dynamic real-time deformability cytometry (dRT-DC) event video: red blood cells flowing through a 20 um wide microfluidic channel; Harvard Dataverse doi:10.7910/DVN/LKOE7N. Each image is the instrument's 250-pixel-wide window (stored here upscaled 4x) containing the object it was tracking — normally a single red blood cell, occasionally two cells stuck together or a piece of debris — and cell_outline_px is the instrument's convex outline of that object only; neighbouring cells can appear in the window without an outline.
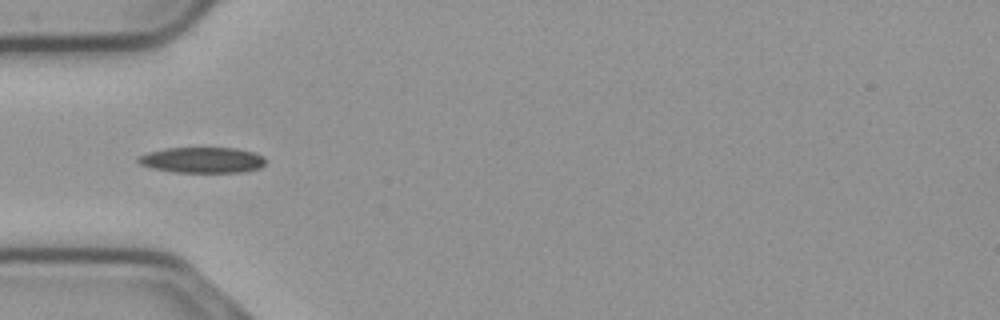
{"species": "common noctule bat (a hibernating species)", "species_latin": "Nyctalus noctula", "temperature_condition": "cold", "stored_images_in_passage": 18, "camera_frame_rate_fps": 3000, "um_per_image_px": 0.085, "animal": {"sex": "male", "body_mass_g": 23.1, "forearm_length_mm": 52.7}, "frame": {"image": 1, "passage_image": 6, "time_ms": 1.667, "image_size_px": [1000, 320], "cell_outline_px": [[264, 164], [260, 168], [240, 172], [176, 172], [152, 168], [140, 164], [136, 160], [136, 156], [148, 152], [164, 148], [236, 148], [256, 152], [264, 156]], "centroid_in_image_um": [17.18, 13.59], "position_along_channel_um": 67.8, "area_um2": 19.19}}